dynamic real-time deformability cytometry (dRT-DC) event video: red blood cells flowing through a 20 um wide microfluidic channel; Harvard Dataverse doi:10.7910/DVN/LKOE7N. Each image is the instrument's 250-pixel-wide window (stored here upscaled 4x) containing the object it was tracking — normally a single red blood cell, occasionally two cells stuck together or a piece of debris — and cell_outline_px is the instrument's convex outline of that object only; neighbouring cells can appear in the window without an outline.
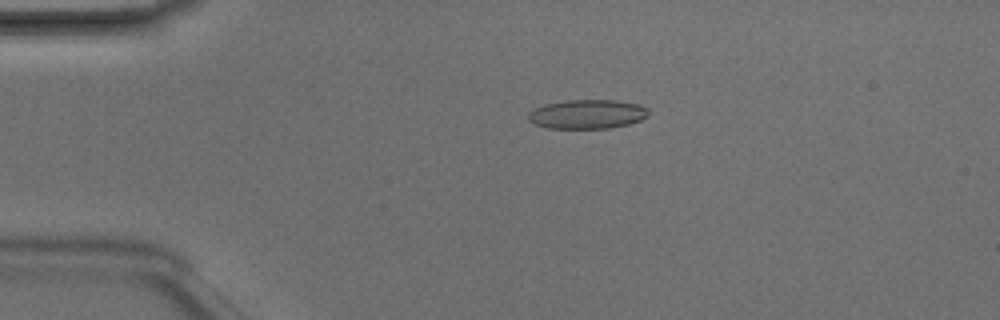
{"species": "Egyptian fruit bat (a non-hibernating species)", "species_latin": "Rousettus aegyptiacus", "temperature_condition": "room temperature", "stored_images_in_passage": 45, "camera_frame_rate_fps": 3000, "um_per_image_px": 0.085, "animal": {"sex": "male"}, "frame": {"image": 1, "passage_image": 7, "time_ms": 2.0, "image_size_px": [1000, 320], "cell_outline_px": [[648, 116], [640, 120], [628, 124], [608, 128], [548, 128], [536, 124], [528, 120], [528, 112], [544, 104], [564, 100], [616, 100], [636, 104], [648, 108]], "centroid_in_image_um": [49.9, 9.7], "position_along_channel_um": 35.1, "area_um2": 20.35}}
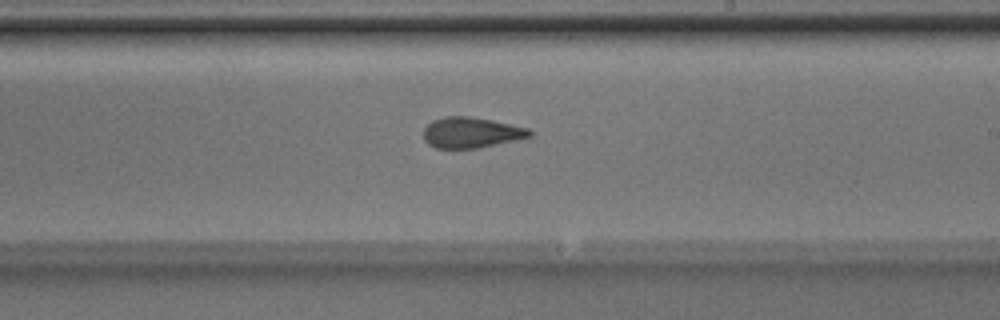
{"frame": {"image": 2, "passage_image": 25, "time_ms": 8.0, "image_size_px": [1000, 320], "cell_outline_px": [[532, 136], [476, 148], [436, 148], [428, 144], [424, 140], [424, 128], [432, 120], [444, 116], [468, 116], [492, 120], [528, 128], [532, 132]], "centroid_in_image_um": [40.01, 11.26], "position_along_channel_um": 249.0, "area_um2": 18.79}}
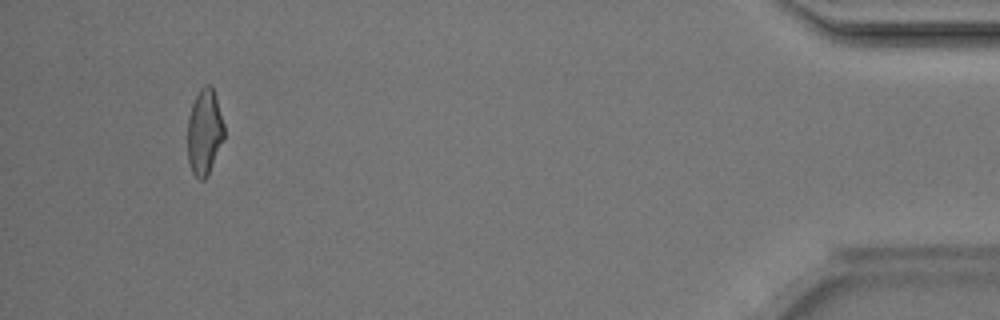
{"frame": {"image": 3, "passage_image": 42, "time_ms": 13.667, "image_size_px": [1000, 320], "cell_outline_px": [[224, 140], [208, 176], [204, 180], [200, 180], [192, 172], [188, 160], [188, 116], [192, 104], [200, 88], [208, 84], [212, 84], [216, 96], [224, 124]], "centroid_in_image_um": [17.39, 11.22], "position_along_channel_um": 417.8, "area_um2": 18.5}, "authors_computed_cell_mechanics": {"area_um2": 19.4208, "velocity_mm_per_s": 4.2291, "shape_relaxation_time_tau1_ms": 7.2036, "shape_relaxation_time_tau2_ms": 1.7295, "deformation_change_tau1": 0.1747, "deformation_change_tau2": 0.087}}